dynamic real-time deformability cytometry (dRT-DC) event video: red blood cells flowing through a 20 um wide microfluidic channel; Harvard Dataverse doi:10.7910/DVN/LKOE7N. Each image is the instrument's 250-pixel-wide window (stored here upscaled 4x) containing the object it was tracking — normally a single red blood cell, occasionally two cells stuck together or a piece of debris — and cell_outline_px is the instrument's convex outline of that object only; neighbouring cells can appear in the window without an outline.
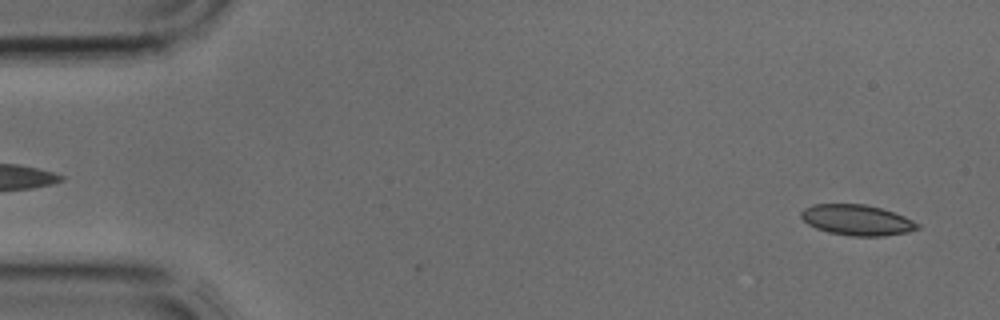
{"species": "common noctule bat (a hibernating species)", "species_latin": "Nyctalus noctula", "temperature_condition": "cold", "stored_images_in_passage": 28, "camera_frame_rate_fps": 3000, "um_per_image_px": 0.085, "animal": {"sex": "male", "body_mass_g": 17.9, "forearm_length_mm": 54.2}, "frame": {"image": 1, "passage_image": 1, "time_ms": 0.0, "image_size_px": [1000, 320], "cell_outline_px": [[920, 228], [908, 232], [884, 236], [852, 236], [828, 232], [816, 228], [808, 224], [800, 216], [800, 212], [804, 208], [812, 204], [864, 204], [880, 208], [904, 216], [920, 224]], "centroid_in_image_um": [72.83, 18.7], "position_along_channel_um": 12.2, "area_um2": 20.75}}
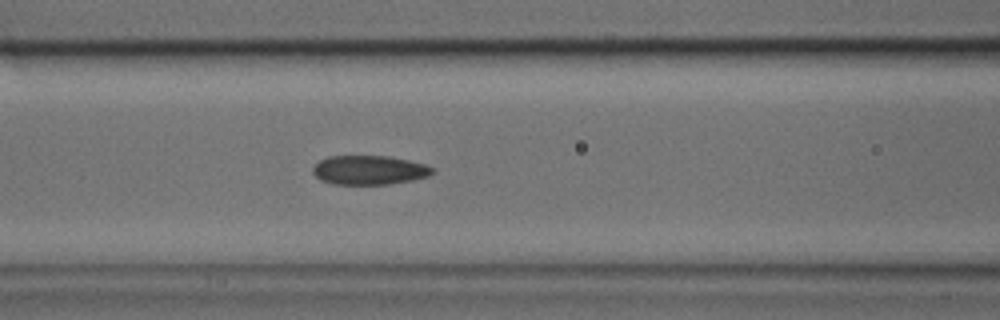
{"frame": {"image": 2, "passage_image": 15, "time_ms": 4.667, "image_size_px": [1000, 320], "cell_outline_px": [[436, 172], [428, 176], [412, 180], [388, 184], [332, 184], [320, 180], [312, 172], [312, 168], [320, 160], [328, 156], [388, 156], [408, 160], [424, 164], [436, 168]], "centroid_in_image_um": [31.4, 14.45], "position_along_channel_um": 135.2, "area_um2": 20.4}}
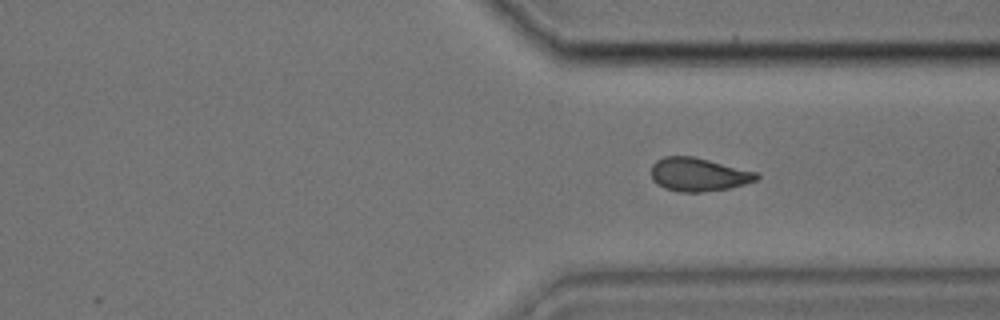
{"frame": {"image": 3, "passage_image": 28, "time_ms": 9.0, "image_size_px": [1000, 320], "cell_outline_px": [[760, 176], [756, 180], [744, 184], [728, 188], [700, 192], [680, 192], [664, 188], [652, 180], [652, 164], [656, 160], [664, 156], [692, 156], [756, 172]], "centroid_in_image_um": [59.33, 14.83], "position_along_channel_um": 352.1, "area_um2": 20.29}}